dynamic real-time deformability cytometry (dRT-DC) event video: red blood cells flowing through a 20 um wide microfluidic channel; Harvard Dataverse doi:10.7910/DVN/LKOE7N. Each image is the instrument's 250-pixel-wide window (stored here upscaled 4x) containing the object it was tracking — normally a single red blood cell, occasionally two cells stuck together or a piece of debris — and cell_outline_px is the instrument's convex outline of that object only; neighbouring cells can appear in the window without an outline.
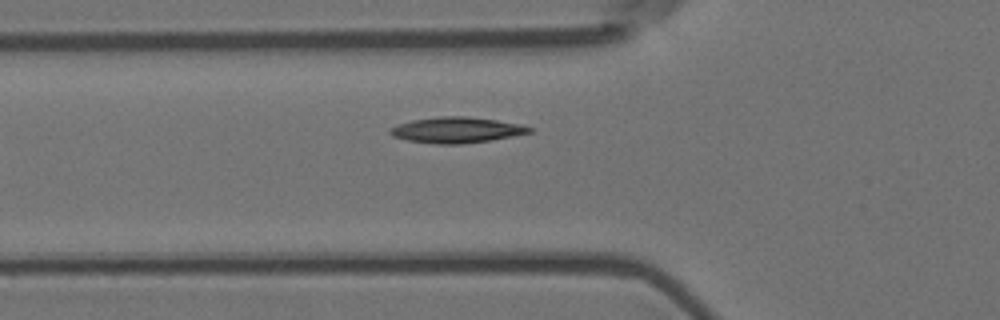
{"species": "Egyptian fruit bat (a non-hibernating species)", "species_latin": "Rousettus aegyptiacus", "temperature_condition": "room temperature", "stored_images_in_passage": 6, "camera_frame_rate_fps": 3000, "um_per_image_px": 0.085, "animal": {"sex": "female"}, "frame": {"image": 1, "passage_image": 6, "time_ms": 1.667, "image_size_px": [1000, 320], "cell_outline_px": [[532, 132], [512, 136], [488, 140], [460, 144], [436, 144], [408, 140], [392, 136], [388, 132], [392, 128], [400, 124], [412, 120], [440, 116], [464, 116], [496, 120], [520, 124], [532, 128]], "centroid_in_image_um": [38.8, 11.05], "position_along_channel_um": 87.0, "area_um2": 20.58}}